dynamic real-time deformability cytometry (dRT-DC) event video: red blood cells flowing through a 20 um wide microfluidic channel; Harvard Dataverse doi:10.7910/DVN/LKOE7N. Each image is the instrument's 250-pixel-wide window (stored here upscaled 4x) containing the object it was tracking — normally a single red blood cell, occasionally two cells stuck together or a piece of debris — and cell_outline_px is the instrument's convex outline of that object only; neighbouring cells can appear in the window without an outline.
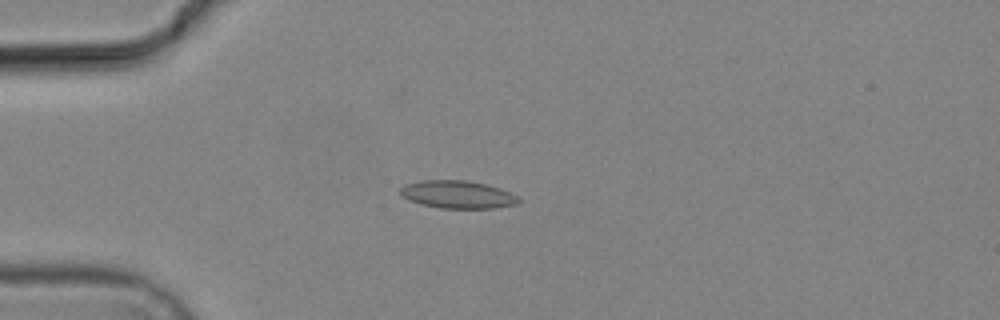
{"species": "common noctule bat (a hibernating species)", "species_latin": "Nyctalus noctula", "temperature_condition": "cold", "stored_images_in_passage": 5, "camera_frame_rate_fps": 3000, "um_per_image_px": 0.085, "animal": {"sex": "male", "body_mass_g": 19.2, "forearm_length_mm": 51.8}, "frame": {"image": 1, "passage_image": 4, "time_ms": 3.667, "image_size_px": [1000, 320], "cell_outline_px": [[520, 200], [516, 204], [496, 208], [440, 208], [420, 204], [408, 200], [400, 196], [400, 188], [404, 184], [420, 180], [468, 180], [488, 184], [500, 188], [520, 196]], "centroid_in_image_um": [38.89, 16.52], "position_along_channel_um": 46.1, "area_um2": 19.48}}